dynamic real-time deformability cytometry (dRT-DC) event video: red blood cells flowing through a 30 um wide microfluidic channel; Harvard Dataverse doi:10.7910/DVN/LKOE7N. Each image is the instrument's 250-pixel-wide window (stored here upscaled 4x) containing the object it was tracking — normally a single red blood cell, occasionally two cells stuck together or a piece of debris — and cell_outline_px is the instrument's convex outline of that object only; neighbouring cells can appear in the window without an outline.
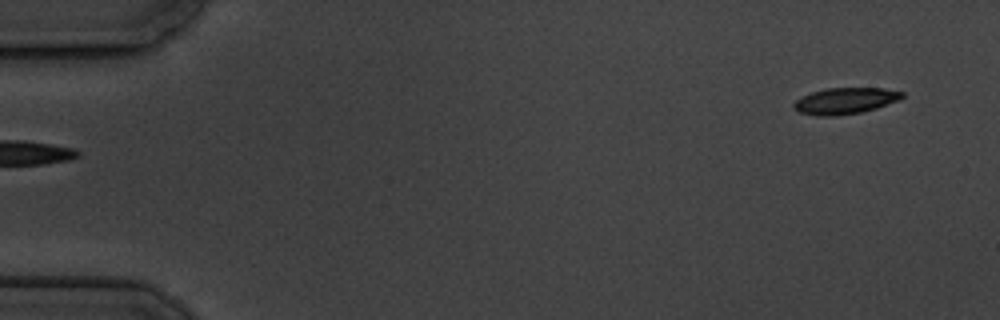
{"species": "common noctule bat (a hibernating species)", "species_latin": "Nyctalus noctula", "temperature_condition": "cold", "stored_images_in_passage": 6, "segment_of_instrument_passage": [2, 2], "camera_frame_rate_fps": 3000, "um_per_image_px": 0.085, "animal": {"sex": "male", "body_mass_g": 19.5, "forearm_length_mm": 54.6}, "frame": {"image": 1, "passage_image": 6, "time_ms": 6.0, "image_size_px": [1000, 320], "cell_outline_px": [[904, 96], [900, 100], [876, 108], [860, 112], [836, 116], [816, 116], [800, 112], [792, 108], [792, 104], [796, 100], [812, 92], [828, 88], [884, 88], [904, 92]], "centroid_in_image_um": [71.85, 8.57], "position_along_channel_um": 13.2, "area_um2": 16.59}}